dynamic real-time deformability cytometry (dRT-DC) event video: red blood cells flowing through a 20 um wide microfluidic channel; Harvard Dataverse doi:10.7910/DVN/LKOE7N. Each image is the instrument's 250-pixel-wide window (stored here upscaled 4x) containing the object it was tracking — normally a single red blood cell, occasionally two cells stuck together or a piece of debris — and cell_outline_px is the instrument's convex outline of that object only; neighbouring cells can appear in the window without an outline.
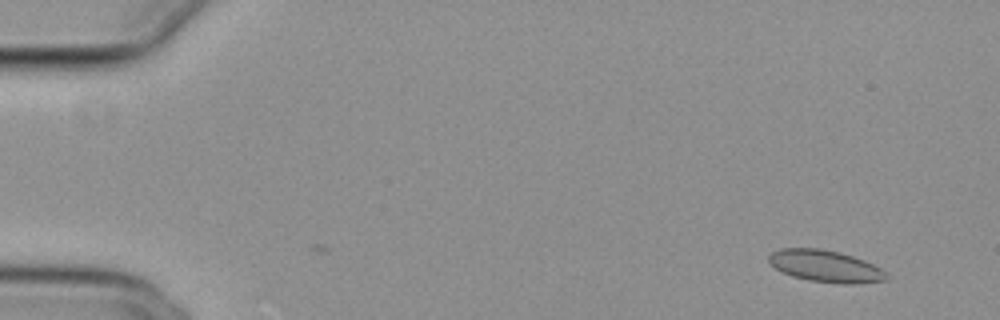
{"species": "common noctule bat (a hibernating species)", "species_latin": "Nyctalus noctula", "temperature_condition": "cold", "stored_images_in_passage": 4, "camera_frame_rate_fps": 3000, "um_per_image_px": 0.085, "animal": {"sex": "female", "body_mass_g": 29.2, "forearm_length_mm": 56.3}, "frame": {"image": 1, "passage_image": 4, "time_ms": 1.0, "image_size_px": [1000, 320], "cell_outline_px": [[888, 276], [884, 280], [856, 284], [844, 284], [808, 280], [792, 276], [776, 268], [768, 260], [768, 256], [772, 252], [780, 248], [820, 248], [840, 252], [864, 260], [880, 268]], "centroid_in_image_um": [70.15, 22.61], "position_along_channel_um": 14.9, "area_um2": 21.68}}